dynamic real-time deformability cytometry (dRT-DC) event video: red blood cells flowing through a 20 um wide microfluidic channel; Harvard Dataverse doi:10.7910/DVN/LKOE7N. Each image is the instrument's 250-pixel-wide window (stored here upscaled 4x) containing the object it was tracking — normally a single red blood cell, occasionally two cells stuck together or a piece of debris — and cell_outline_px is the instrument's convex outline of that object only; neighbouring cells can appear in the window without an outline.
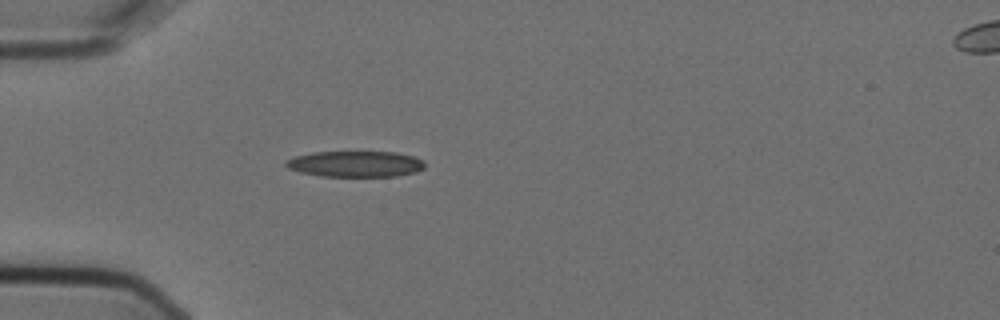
{"species": "Egyptian fruit bat (a non-hibernating species)", "species_latin": "Rousettus aegyptiacus", "temperature_condition": "cold", "stored_images_in_passage": 1, "camera_frame_rate_fps": 3000, "um_per_image_px": 0.085, "animal": {"sex": "female"}, "frame": {"image": 1, "passage_image": 1, "time_ms": 0.0, "image_size_px": [1000, 320], "cell_outline_px": [[424, 168], [416, 172], [396, 176], [320, 176], [300, 172], [288, 168], [284, 164], [288, 160], [296, 156], [312, 152], [396, 152], [412, 156], [424, 160]], "centroid_in_image_um": [30.23, 13.93], "position_along_channel_um": 54.8, "area_um2": 20.92}}